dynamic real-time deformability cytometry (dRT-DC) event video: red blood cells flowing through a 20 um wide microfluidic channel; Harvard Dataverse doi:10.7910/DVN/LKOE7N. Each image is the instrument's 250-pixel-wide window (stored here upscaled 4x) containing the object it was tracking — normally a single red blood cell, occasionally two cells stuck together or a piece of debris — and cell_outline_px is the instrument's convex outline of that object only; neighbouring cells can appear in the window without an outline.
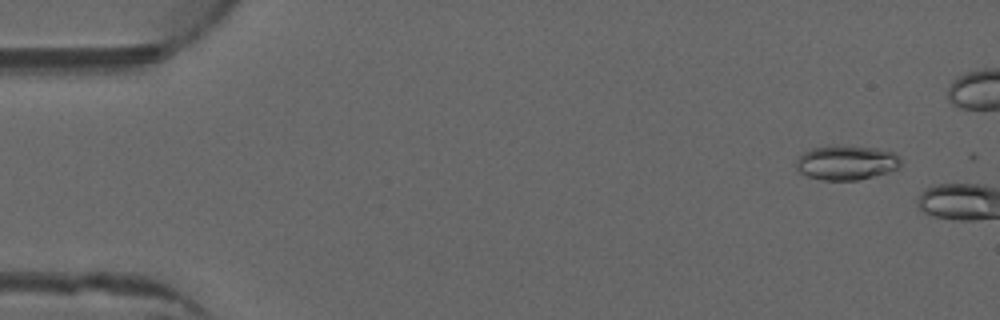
{"species": "common noctule bat (a hibernating species)", "species_latin": "Nyctalus noctula", "temperature_condition": "warm", "stored_images_in_passage": 6, "camera_frame_rate_fps": 3000, "um_per_image_px": 0.085, "animal": {"sex": "male", "forearm_length_mm": 52.5}, "frame": {"image": 1, "passage_image": 4, "time_ms": 1.0, "image_size_px": [1000, 320], "cell_outline_px": [[900, 168], [888, 172], [856, 180], [820, 180], [808, 176], [800, 172], [796, 168], [796, 160], [804, 152], [812, 148], [836, 144], [876, 148], [896, 152], [900, 156]], "centroid_in_image_um": [71.96, 13.8], "position_along_channel_um": 13.0, "area_um2": 21.33}}